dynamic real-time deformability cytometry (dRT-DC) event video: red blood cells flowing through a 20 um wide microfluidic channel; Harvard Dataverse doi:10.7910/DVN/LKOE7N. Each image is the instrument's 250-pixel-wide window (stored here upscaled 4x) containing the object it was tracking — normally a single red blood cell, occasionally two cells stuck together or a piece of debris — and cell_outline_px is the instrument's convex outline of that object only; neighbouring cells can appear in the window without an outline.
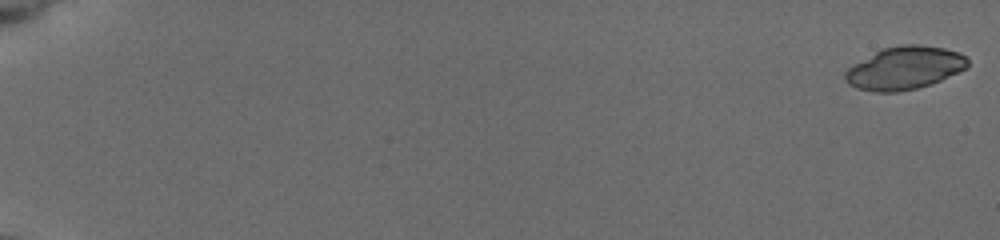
{"species": "common noctule bat (a hibernating species)", "species_latin": "Nyctalus noctula", "temperature_condition": "cold", "stored_images_in_passage": 41, "camera_frame_rate_fps": 3000, "um_per_image_px": 0.085, "animal": {"sex": "female", "body_mass_g": 19.5, "forearm_length_mm": 54.1}, "frame": {"image": 1, "passage_image": 1, "time_ms": 0.0, "image_size_px": [1000, 240], "cell_outline_px": [[968, 68], [940, 80], [916, 88], [896, 92], [872, 92], [856, 88], [848, 84], [844, 80], [844, 72], [852, 64], [884, 48], [900, 44], [920, 44], [944, 48], [960, 52], [968, 60]], "centroid_in_image_um": [76.87, 5.78], "position_along_channel_um": 8.1, "area_um2": 30.69}}
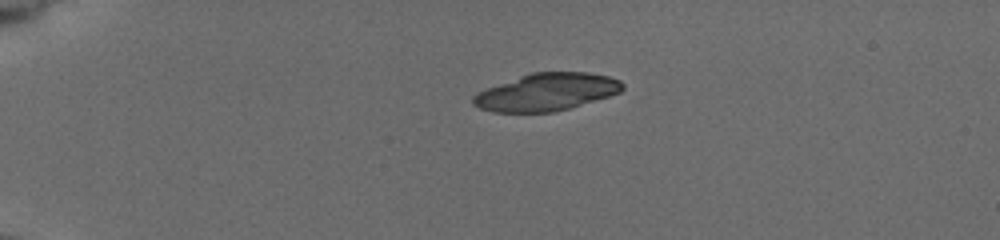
{"frame": {"image": 2, "passage_image": 12, "time_ms": 4.667, "image_size_px": [1000, 240], "cell_outline_px": [[624, 88], [620, 92], [608, 96], [568, 108], [552, 112], [492, 112], [480, 108], [472, 104], [472, 96], [476, 92], [484, 88], [532, 72], [588, 72], [608, 76], [620, 80], [624, 84]], "centroid_in_image_um": [46.41, 7.82], "position_along_channel_um": 38.6, "area_um2": 32.54}}
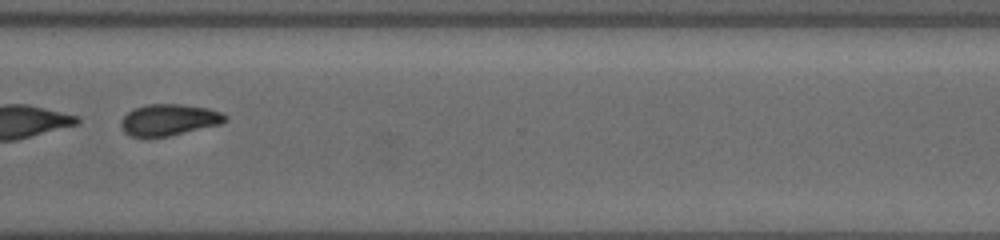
{"frame": {"image": 3, "passage_image": 32, "time_ms": 15.0, "image_size_px": [1000, 240], "cell_outline_px": [[228, 120], [220, 124], [168, 136], [132, 136], [124, 132], [120, 124], [120, 120], [132, 108], [148, 104], [180, 104], [208, 108], [220, 112], [228, 116]], "centroid_in_image_um": [14.36, 10.17], "position_along_channel_um": 356.2, "area_um2": 18.96}}